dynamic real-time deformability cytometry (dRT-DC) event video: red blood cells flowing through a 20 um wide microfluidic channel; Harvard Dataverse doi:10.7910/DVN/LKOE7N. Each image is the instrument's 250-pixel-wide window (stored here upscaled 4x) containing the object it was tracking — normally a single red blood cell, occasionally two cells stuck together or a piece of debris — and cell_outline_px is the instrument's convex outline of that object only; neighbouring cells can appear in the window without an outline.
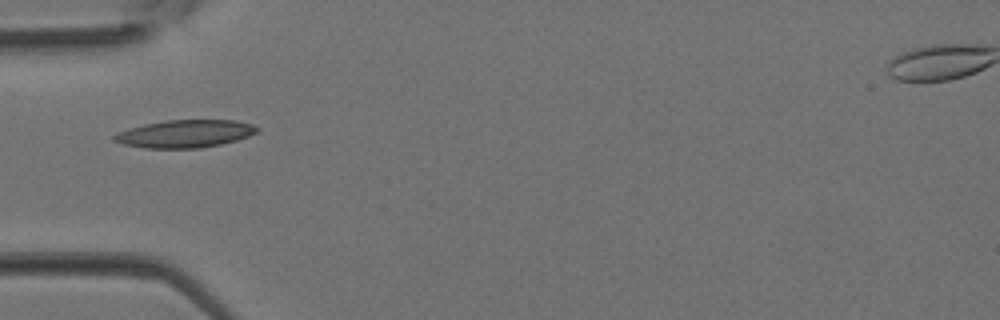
{"species": "Egyptian fruit bat (a non-hibernating species)", "species_latin": "Rousettus aegyptiacus", "temperature_condition": "room temperature", "stored_images_in_passage": 4, "camera_frame_rate_fps": 3000, "um_per_image_px": 0.085, "animal": {"sex": "female"}, "frame": {"image": 1, "passage_image": 4, "time_ms": 1.0, "image_size_px": [1000, 320], "cell_outline_px": [[260, 128], [256, 132], [248, 136], [236, 140], [220, 144], [200, 148], [144, 148], [124, 144], [112, 140], [112, 136], [128, 128], [144, 124], [164, 120], [236, 120], [252, 124]], "centroid_in_image_um": [15.71, 11.36], "position_along_channel_um": 69.3, "area_um2": 23.0}}